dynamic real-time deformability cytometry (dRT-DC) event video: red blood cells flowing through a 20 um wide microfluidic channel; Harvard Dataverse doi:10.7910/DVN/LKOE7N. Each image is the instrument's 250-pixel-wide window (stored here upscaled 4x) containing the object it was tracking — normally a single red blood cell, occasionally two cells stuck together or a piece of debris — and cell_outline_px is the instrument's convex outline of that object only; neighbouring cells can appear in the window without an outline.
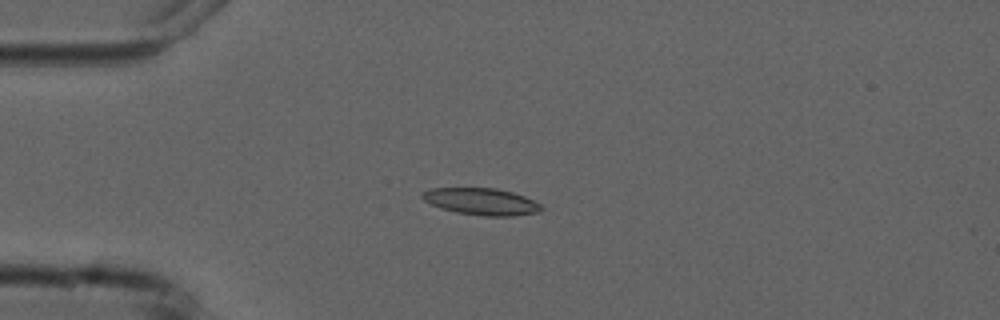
{"species": "common noctule bat (a hibernating species)", "species_latin": "Nyctalus noctula", "temperature_condition": "cold", "stored_images_in_passage": 5, "camera_frame_rate_fps": 3000, "um_per_image_px": 0.085, "animal": {"sex": "male", "forearm_length_mm": 52.5}, "frame": {"image": 1, "passage_image": 4, "time_ms": 3.667, "image_size_px": [1000, 320], "cell_outline_px": [[544, 208], [540, 212], [512, 216], [484, 216], [456, 212], [440, 208], [424, 200], [420, 196], [420, 192], [428, 188], [496, 188], [512, 192], [524, 196], [540, 204]], "centroid_in_image_um": [40.89, 17.13], "position_along_channel_um": 44.1, "area_um2": 18.73}}